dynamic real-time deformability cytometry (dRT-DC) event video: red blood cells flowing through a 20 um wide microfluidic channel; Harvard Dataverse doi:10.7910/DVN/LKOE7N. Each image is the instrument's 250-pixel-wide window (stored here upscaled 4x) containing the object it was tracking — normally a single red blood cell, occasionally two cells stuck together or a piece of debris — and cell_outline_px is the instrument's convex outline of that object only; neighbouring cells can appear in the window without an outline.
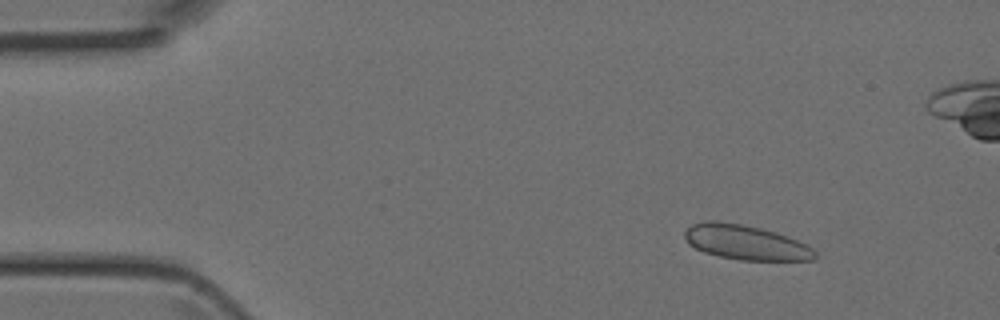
{"species": "Egyptian fruit bat (a non-hibernating species)", "species_latin": "Rousettus aegyptiacus", "temperature_condition": "room temperature", "stored_images_in_passage": 4, "camera_frame_rate_fps": 3000, "um_per_image_px": 0.085, "animal": {"sex": "female"}, "frame": {"image": 1, "passage_image": 1, "time_ms": 0.0, "image_size_px": [1000, 320], "cell_outline_px": [[816, 260], [740, 260], [720, 256], [704, 252], [688, 244], [684, 236], [684, 232], [692, 224], [704, 220], [716, 220], [740, 224], [760, 228], [776, 232], [788, 236], [812, 248], [816, 252]], "centroid_in_image_um": [63.36, 20.59], "position_along_channel_um": 21.6, "area_um2": 26.3}}